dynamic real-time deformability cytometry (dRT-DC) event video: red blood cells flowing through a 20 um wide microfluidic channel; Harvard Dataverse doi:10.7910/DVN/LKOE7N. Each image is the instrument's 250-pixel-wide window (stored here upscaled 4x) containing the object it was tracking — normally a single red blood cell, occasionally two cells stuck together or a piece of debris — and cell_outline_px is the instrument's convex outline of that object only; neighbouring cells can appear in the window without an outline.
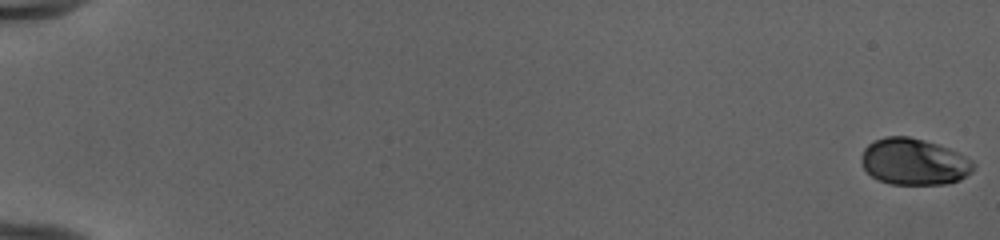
{"species": "human", "species_latin": "Homo sapiens", "temperature_condition": "cold", "stored_images_in_passage": 54, "camera_frame_rate_fps": 3000, "um_per_image_px": 0.085, "donor": {"sex": "female"}, "frame": {"image": 1, "passage_image": 1, "time_ms": 0.0, "image_size_px": [1000, 240], "cell_outline_px": [[976, 164], [972, 172], [960, 180], [948, 184], [888, 184], [872, 176], [864, 168], [860, 160], [860, 156], [864, 148], [872, 140], [884, 136], [908, 136], [924, 140], [948, 148], [972, 160]], "centroid_in_image_um": [77.67, 13.74], "position_along_channel_um": 7.3, "area_um2": 30.58}}
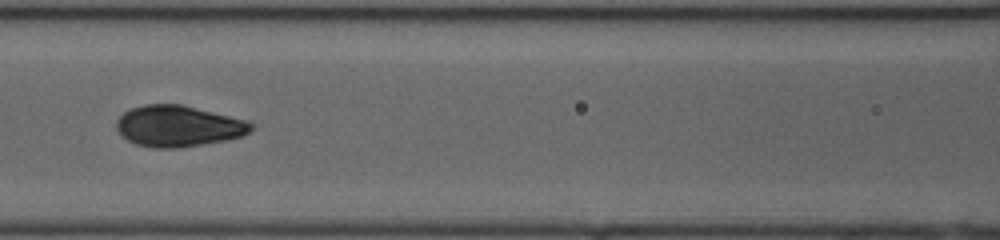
{"frame": {"image": 2, "passage_image": 27, "time_ms": 8.667, "image_size_px": [1000, 240], "cell_outline_px": [[256, 128], [244, 136], [224, 140], [180, 148], [152, 148], [136, 144], [120, 136], [116, 128], [116, 120], [124, 112], [132, 108], [144, 104], [180, 104], [248, 120], [256, 124]], "centroid_in_image_um": [15.18, 10.72], "position_along_channel_um": 151.4, "area_um2": 32.6}}
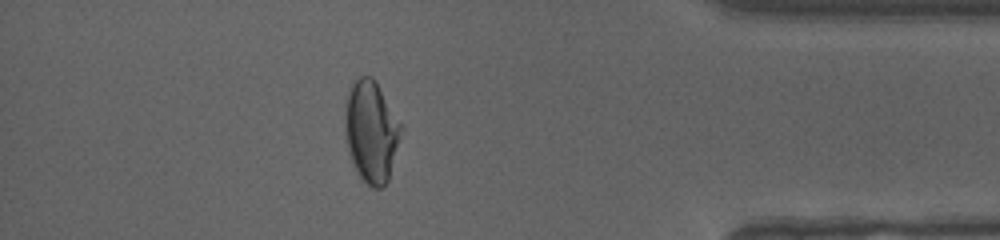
{"frame": {"image": 3, "passage_image": 48, "time_ms": 15.667, "image_size_px": [1000, 240], "cell_outline_px": [[404, 128], [388, 180], [380, 188], [372, 188], [356, 172], [348, 152], [344, 124], [344, 116], [348, 92], [352, 84], [360, 76], [372, 76], [376, 80], [404, 124]], "centroid_in_image_um": [31.59, 11.14], "position_along_channel_um": 403.6, "area_um2": 33.81}, "authors_computed_cell_mechanics": {"area_um2": 31.7322, "velocity_mm_per_s": 4.0083, "shape_relaxation_time_tau1_ms": 4.1311, "shape_relaxation_time_tau2_ms": null, "deformation_change_tau1": 0.1788, "deformation_change_tau2": null}}